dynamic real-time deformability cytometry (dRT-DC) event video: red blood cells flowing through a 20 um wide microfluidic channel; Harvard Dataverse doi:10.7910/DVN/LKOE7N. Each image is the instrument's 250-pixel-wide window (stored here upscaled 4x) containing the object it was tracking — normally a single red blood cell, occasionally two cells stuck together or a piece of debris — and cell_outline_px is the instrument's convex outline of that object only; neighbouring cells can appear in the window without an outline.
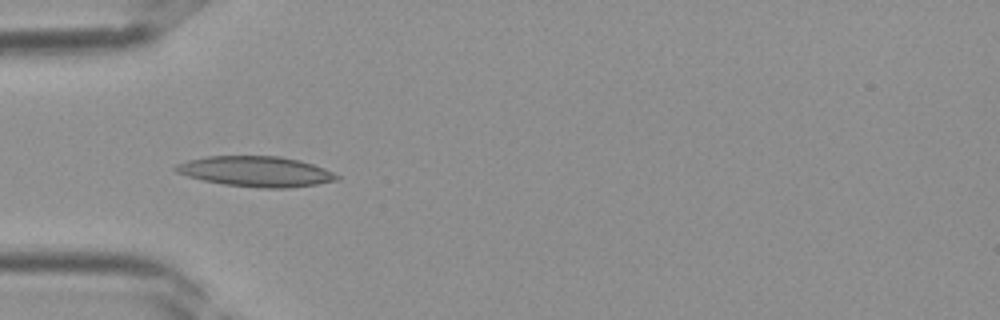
{"species": "Egyptian fruit bat (a non-hibernating species)", "species_latin": "Rousettus aegyptiacus", "temperature_condition": "room temperature", "stored_images_in_passage": 22, "camera_frame_rate_fps": 3000, "um_per_image_px": 0.085, "frame": {"image": 1, "passage_image": 1, "time_ms": 0.0, "image_size_px": [1000, 320], "cell_outline_px": [[340, 180], [316, 184], [288, 188], [260, 188], [224, 184], [204, 180], [188, 176], [176, 172], [172, 168], [176, 164], [188, 160], [208, 156], [280, 156], [300, 160], [324, 168], [340, 176]], "centroid_in_image_um": [21.76, 14.57], "position_along_channel_um": 63.2, "area_um2": 28.5}}
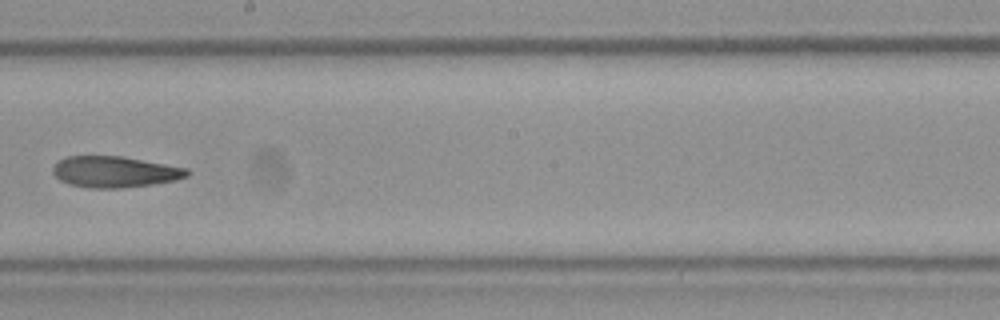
{"frame": {"image": 2, "passage_image": 11, "time_ms": 3.333, "image_size_px": [1000, 320], "cell_outline_px": [[192, 172], [188, 176], [176, 180], [152, 184], [120, 188], [92, 188], [68, 184], [60, 180], [52, 172], [52, 168], [56, 160], [64, 156], [124, 156], [188, 168]], "centroid_in_image_um": [9.75, 14.59], "position_along_channel_um": 238.4, "area_um2": 24.68}}
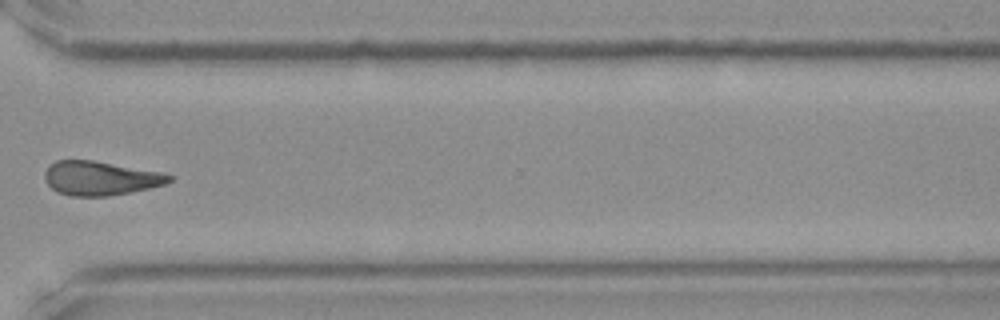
{"frame": {"image": 3, "passage_image": 18, "time_ms": 5.667, "image_size_px": [1000, 320], "cell_outline_px": [[172, 180], [164, 184], [148, 188], [108, 196], [68, 196], [56, 192], [48, 184], [44, 176], [44, 172], [56, 160], [92, 160], [160, 172], [172, 176]], "centroid_in_image_um": [8.49, 15.15], "position_along_channel_um": 362.1, "area_um2": 24.39}}